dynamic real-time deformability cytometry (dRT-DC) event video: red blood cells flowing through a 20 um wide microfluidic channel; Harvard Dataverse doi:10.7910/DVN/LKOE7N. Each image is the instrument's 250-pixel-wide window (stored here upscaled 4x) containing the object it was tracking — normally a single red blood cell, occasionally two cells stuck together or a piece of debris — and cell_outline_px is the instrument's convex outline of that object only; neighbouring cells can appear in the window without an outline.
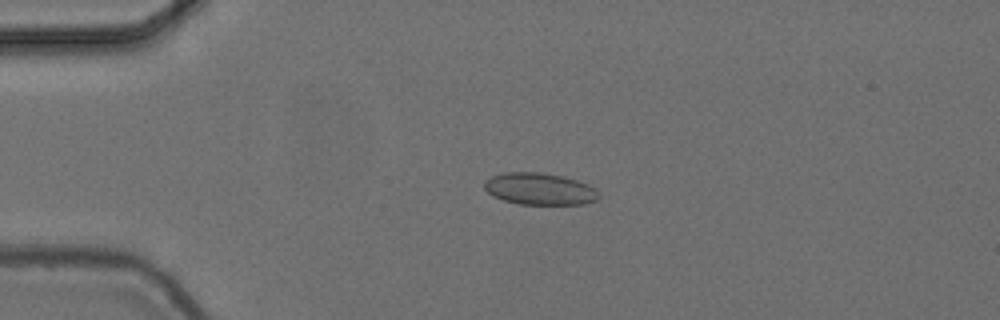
{"species": "common noctule bat (a hibernating species)", "species_latin": "Nyctalus noctula", "temperature_condition": "cold", "stored_images_in_passage": 55, "camera_frame_rate_fps": 3000, "um_per_image_px": 0.085, "animal": {"sex": "female", "body_mass_g": 24.6, "forearm_length_mm": 56.2}, "frame": {"image": 1, "passage_image": 13, "time_ms": 4.0, "image_size_px": [1000, 320], "cell_outline_px": [[600, 196], [596, 200], [584, 204], [520, 204], [504, 200], [492, 196], [484, 188], [484, 180], [492, 176], [504, 172], [540, 172], [560, 176], [576, 180], [588, 184], [600, 192]], "centroid_in_image_um": [45.86, 16.06], "position_along_channel_um": 39.1, "area_um2": 21.27}}
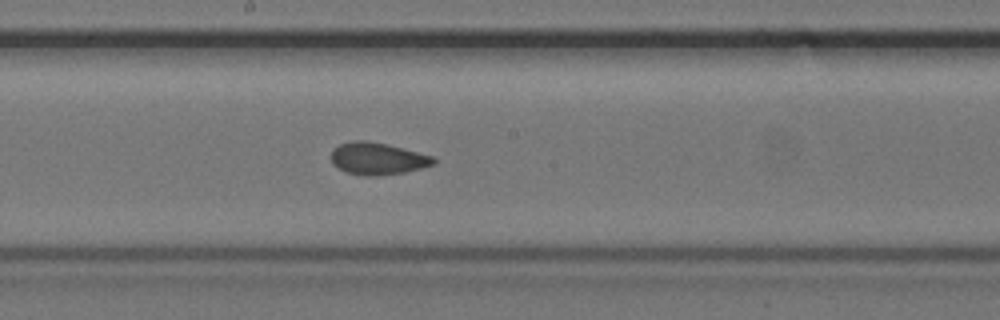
{"frame": {"image": 2, "passage_image": 30, "time_ms": 9.667, "image_size_px": [1000, 320], "cell_outline_px": [[436, 164], [404, 172], [380, 176], [364, 176], [348, 172], [332, 164], [332, 148], [340, 144], [352, 140], [364, 140], [388, 144], [432, 156], [436, 160]], "centroid_in_image_um": [32.09, 13.48], "position_along_channel_um": 216.1, "area_um2": 19.13}}
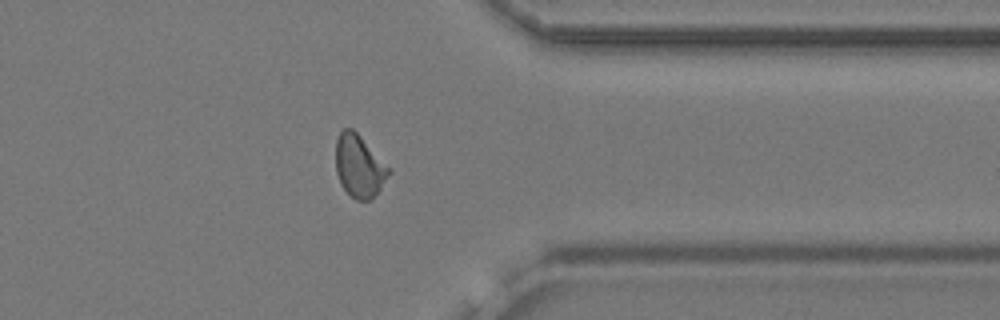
{"frame": {"image": 3, "passage_image": 44, "time_ms": 14.333, "image_size_px": [1000, 320], "cell_outline_px": [[392, 172], [372, 200], [356, 200], [340, 184], [336, 172], [336, 140], [340, 132], [344, 128], [352, 128], [392, 168]], "centroid_in_image_um": [30.56, 14.12], "position_along_channel_um": 380.8, "area_um2": 19.48}, "authors_computed_cell_mechanics": {"area_um2": 19.5364, "velocity_mm_per_s": 3.7056, "shape_relaxation_time_tau1_ms": null, "shape_relaxation_time_tau2_ms": 1.4881, "deformation_change_tau1": null, "deformation_change_tau2": 0.0604}}